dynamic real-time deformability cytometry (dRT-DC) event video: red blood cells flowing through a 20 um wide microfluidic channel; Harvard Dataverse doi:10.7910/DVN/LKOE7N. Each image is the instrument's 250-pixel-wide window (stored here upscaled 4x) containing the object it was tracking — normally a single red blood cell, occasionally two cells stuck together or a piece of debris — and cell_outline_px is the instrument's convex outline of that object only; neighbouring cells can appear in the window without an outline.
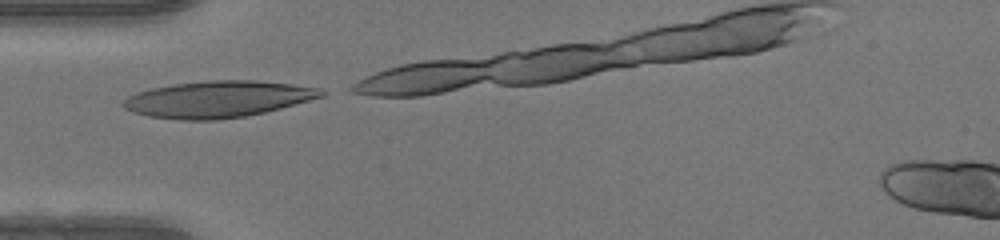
{"species": "human", "species_latin": "Homo sapiens", "temperature_condition": "warm", "stored_images_in_passage": 4, "camera_frame_rate_fps": 3000, "um_per_image_px": 0.085, "donor": {"sex": "female"}, "frame": {"image": 1, "passage_image": 1, "time_ms": 0.0, "image_size_px": [1000, 240], "cell_outline_px": [[328, 92], [324, 96], [280, 108], [264, 112], [244, 116], [216, 120], [180, 120], [148, 116], [132, 112], [124, 108], [120, 104], [128, 96], [136, 92], [152, 88], [172, 84], [208, 80], [256, 80], [292, 84], [320, 88]], "centroid_in_image_um": [18.5, 8.42], "position_along_channel_um": 66.5, "area_um2": 42.25}}